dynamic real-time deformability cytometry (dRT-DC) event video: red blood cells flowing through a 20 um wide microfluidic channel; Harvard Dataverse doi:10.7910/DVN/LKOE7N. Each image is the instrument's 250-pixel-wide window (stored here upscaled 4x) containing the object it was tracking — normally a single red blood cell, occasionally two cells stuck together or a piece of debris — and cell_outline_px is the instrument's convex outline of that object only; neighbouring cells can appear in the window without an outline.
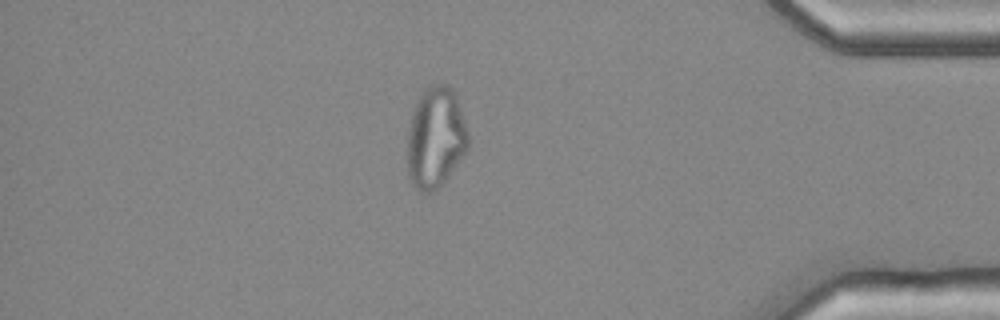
{"species": "common noctule bat (a hibernating species)", "species_latin": "Nyctalus noctula", "temperature_condition": "cold", "stored_images_in_passage": 48, "camera_frame_rate_fps": 3000, "um_per_image_px": 0.085, "animal": {"sex": "female", "body_mass_g": 25.1}, "frame": {"image": 1, "passage_image": 41, "time_ms": 13.333, "image_size_px": [1000, 320], "cell_outline_px": [[468, 148], [448, 176], [432, 192], [420, 192], [412, 184], [408, 176], [408, 132], [412, 112], [424, 88], [432, 84], [448, 84], [452, 88], [456, 96], [468, 132]], "centroid_in_image_um": [37.01, 11.68], "position_along_channel_um": 398.2, "area_um2": 35.49}}